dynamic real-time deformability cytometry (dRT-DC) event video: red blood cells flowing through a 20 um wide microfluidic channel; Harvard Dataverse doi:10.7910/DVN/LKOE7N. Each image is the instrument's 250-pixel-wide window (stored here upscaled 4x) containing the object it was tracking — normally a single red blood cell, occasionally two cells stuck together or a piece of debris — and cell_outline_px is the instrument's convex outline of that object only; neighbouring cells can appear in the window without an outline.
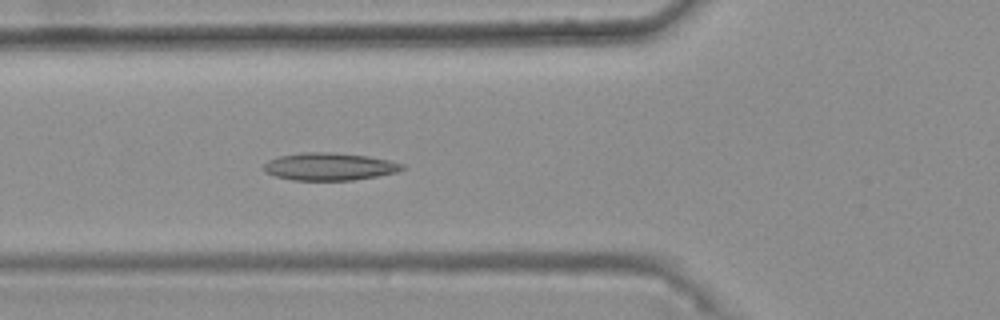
{"species": "common noctule bat (a hibernating species)", "species_latin": "Nyctalus noctula", "temperature_condition": "warm", "stored_images_in_passage": 45, "camera_frame_rate_fps": 3000, "um_per_image_px": 0.085, "animal": {"sex": "female", "body_mass_g": 25.1}, "frame": {"image": 1, "passage_image": 19, "time_ms": 6.0, "image_size_px": [1000, 320], "cell_outline_px": [[408, 168], [400, 172], [352, 180], [292, 180], [276, 176], [264, 172], [264, 164], [268, 160], [280, 156], [300, 152], [332, 152], [368, 156], [388, 160], [404, 164]], "centroid_in_image_um": [28.04, 14.15], "position_along_channel_um": 97.8, "area_um2": 22.37}}
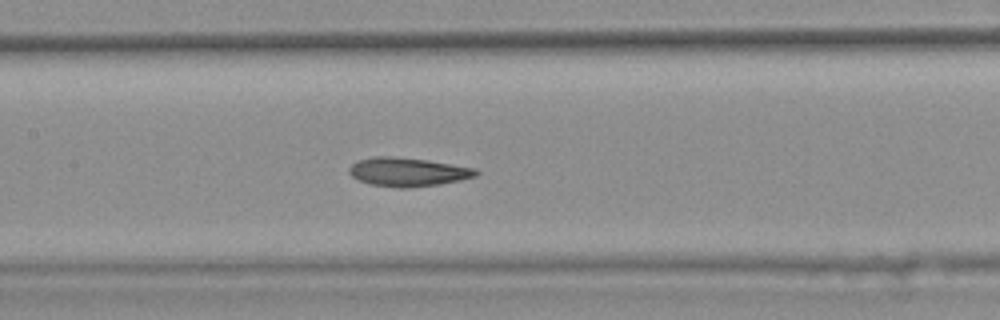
{"frame": {"image": 2, "passage_image": 25, "time_ms": 8.0, "image_size_px": [1000, 320], "cell_outline_px": [[480, 172], [476, 176], [460, 180], [440, 184], [408, 188], [396, 188], [368, 184], [352, 176], [348, 172], [348, 168], [356, 160], [372, 156], [388, 156], [428, 160], [476, 168]], "centroid_in_image_um": [34.64, 14.61], "position_along_channel_um": 172.8, "area_um2": 21.44}}
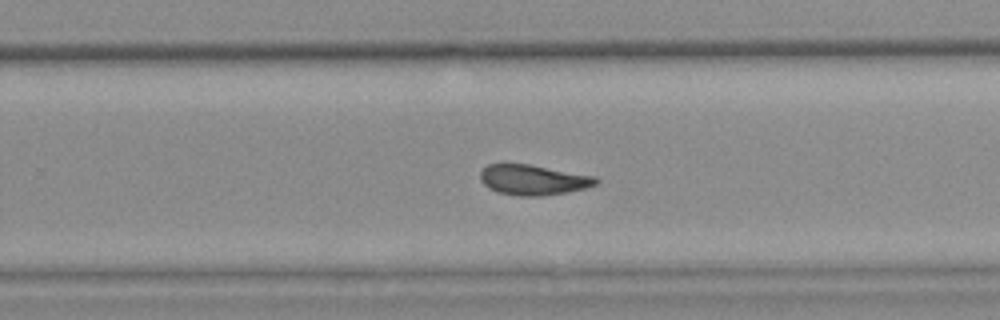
{"frame": {"image": 3, "passage_image": 34, "time_ms": 11.0, "image_size_px": [1000, 320], "cell_outline_px": [[600, 180], [596, 184], [584, 188], [568, 192], [540, 196], [520, 196], [496, 192], [488, 188], [480, 180], [480, 172], [488, 164], [528, 164], [596, 176]], "centroid_in_image_um": [45.32, 15.29], "position_along_channel_um": 284.5, "area_um2": 20.4}, "authors_computed_cell_mechanics": {"area_um2": 21.3282, "velocity_mm_per_s": 3.7432, "shape_relaxation_time_tau1_ms": null, "shape_relaxation_time_tau2_ms": 4.0139, "deformation_change_tau1": null, "deformation_change_tau2": 0.1208}}